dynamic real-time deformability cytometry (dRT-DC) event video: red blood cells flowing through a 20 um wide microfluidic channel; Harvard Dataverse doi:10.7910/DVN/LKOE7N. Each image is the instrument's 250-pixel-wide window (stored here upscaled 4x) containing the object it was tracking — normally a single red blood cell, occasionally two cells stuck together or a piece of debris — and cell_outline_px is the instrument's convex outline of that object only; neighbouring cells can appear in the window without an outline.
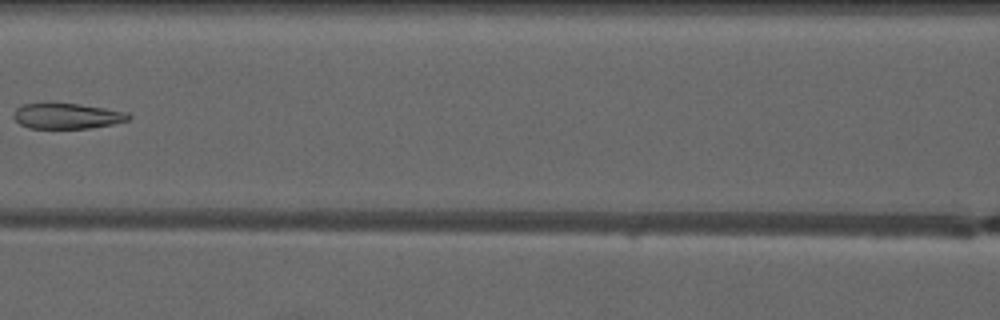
{"species": "common noctule bat (a hibernating species)", "species_latin": "Nyctalus noctula", "temperature_condition": "warm", "stored_images_in_passage": 6, "camera_frame_rate_fps": 3000, "um_per_image_px": 0.085, "animal": {"sex": "male", "forearm_length_mm": 52.5}, "frame": {"image": 1, "passage_image": 6, "time_ms": 5.667, "image_size_px": [1000, 320], "cell_outline_px": [[132, 116], [128, 120], [112, 124], [92, 128], [28, 128], [20, 124], [12, 116], [12, 112], [16, 108], [24, 104], [80, 104], [128, 112]], "centroid_in_image_um": [5.7, 9.87], "position_along_channel_um": 160.9, "area_um2": 16.99}}